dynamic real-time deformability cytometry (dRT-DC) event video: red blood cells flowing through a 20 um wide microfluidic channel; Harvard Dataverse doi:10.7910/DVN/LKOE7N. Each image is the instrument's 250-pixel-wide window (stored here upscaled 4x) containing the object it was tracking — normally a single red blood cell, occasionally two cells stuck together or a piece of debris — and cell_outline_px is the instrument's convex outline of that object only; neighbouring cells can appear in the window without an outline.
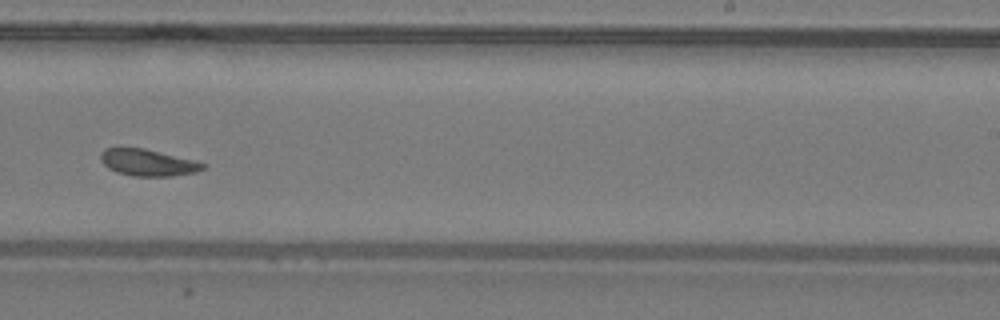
{"species": "common noctule bat (a hibernating species)", "species_latin": "Nyctalus noctula", "temperature_condition": "warm", "stored_images_in_passage": 37, "camera_frame_rate_fps": 3000, "um_per_image_px": 0.085, "animal": {"sex": "male", "body_mass_g": 19.2, "forearm_length_mm": 51.8}, "frame": {"image": 1, "passage_image": 27, "time_ms": 8.667, "image_size_px": [1000, 320], "cell_outline_px": [[204, 168], [196, 172], [172, 176], [132, 176], [116, 172], [108, 168], [100, 160], [100, 152], [104, 148], [120, 144], [144, 148], [192, 160], [204, 164]], "centroid_in_image_um": [12.43, 13.77], "position_along_channel_um": 276.6, "area_um2": 16.3}, "authors_computed_cell_mechanics": {"area_um2": 16.4152, "velocity_mm_per_s": 4.2465, "shape_relaxation_time_tau1_ms": null, "shape_relaxation_time_tau2_ms": 2.3716, "deformation_change_tau1": null, "deformation_change_tau2": 0.0626}}